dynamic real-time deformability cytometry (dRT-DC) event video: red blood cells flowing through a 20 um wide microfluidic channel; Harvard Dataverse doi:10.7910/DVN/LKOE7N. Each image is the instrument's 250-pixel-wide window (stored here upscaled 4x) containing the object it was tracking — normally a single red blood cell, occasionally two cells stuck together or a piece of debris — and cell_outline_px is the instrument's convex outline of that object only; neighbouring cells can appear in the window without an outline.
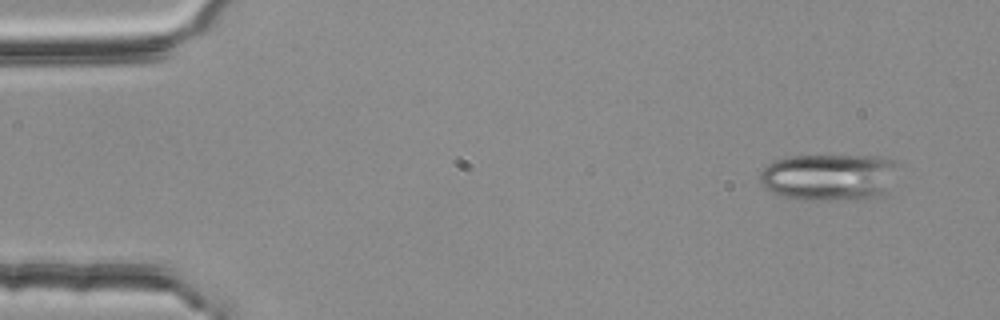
{"species": "common noctule bat (a hibernating species)", "species_latin": "Nyctalus noctula", "temperature_condition": "room temperature", "stored_images_in_passage": 3, "camera_frame_rate_fps": 3000, "um_per_image_px": 0.085, "animal": {"sex": "female", "body_mass_g": 25.1}, "frame": {"image": 1, "passage_image": 1, "time_ms": 0.0, "image_size_px": [1000, 320], "cell_outline_px": [[900, 164], [884, 192], [880, 196], [856, 200], [800, 200], [784, 196], [764, 188], [760, 184], [760, 172], [768, 164], [776, 160], [792, 156], [876, 156], [892, 160]], "centroid_in_image_um": [70.46, 15.06], "position_along_channel_um": 14.5, "area_um2": 37.8}}